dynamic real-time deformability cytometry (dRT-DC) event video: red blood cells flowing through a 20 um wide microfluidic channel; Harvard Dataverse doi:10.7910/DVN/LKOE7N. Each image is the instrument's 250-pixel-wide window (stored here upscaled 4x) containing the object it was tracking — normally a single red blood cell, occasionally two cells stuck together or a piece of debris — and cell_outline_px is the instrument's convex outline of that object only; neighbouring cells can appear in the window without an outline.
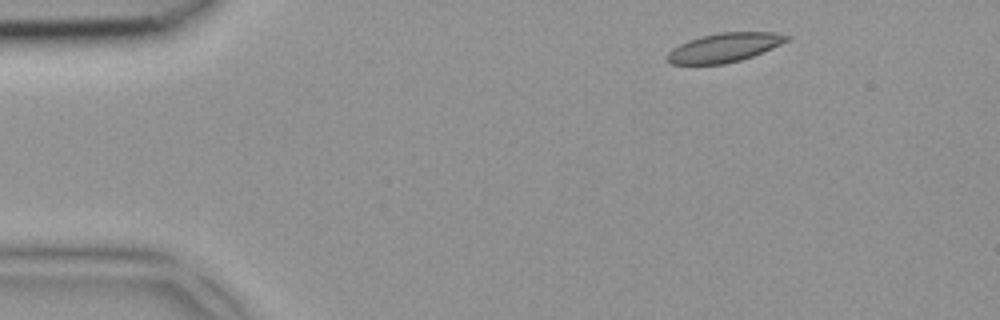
{"species": "common noctule bat (a hibernating species)", "species_latin": "Nyctalus noctula", "temperature_condition": "room temperature", "stored_images_in_passage": 3, "camera_frame_rate_fps": 3000, "um_per_image_px": 0.085, "animal": {"sex": "female", "body_mass_g": 18.4}, "frame": {"image": 1, "passage_image": 1, "time_ms": 0.0, "image_size_px": [1000, 320], "cell_outline_px": [[792, 36], [788, 40], [772, 48], [752, 56], [740, 60], [724, 64], [672, 64], [664, 56], [672, 48], [688, 40], [700, 36], [720, 32], [772, 32]], "centroid_in_image_um": [61.54, 4.04], "position_along_channel_um": 23.5, "area_um2": 20.17}}
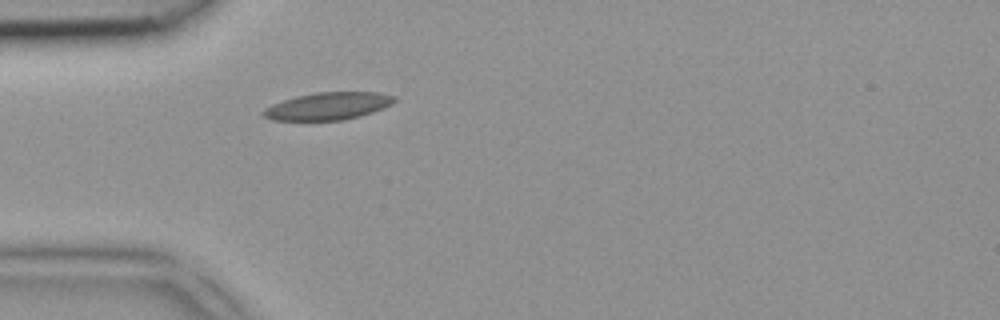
{"frame": {"image": 2, "passage_image": 3, "time_ms": 0.667, "image_size_px": [1000, 320], "cell_outline_px": [[396, 100], [392, 104], [372, 112], [360, 116], [344, 120], [272, 120], [264, 116], [260, 112], [264, 108], [272, 104], [296, 96], [316, 92], [380, 92], [396, 96]], "centroid_in_image_um": [27.89, 9.01], "position_along_channel_um": 57.1, "area_um2": 20.98}}